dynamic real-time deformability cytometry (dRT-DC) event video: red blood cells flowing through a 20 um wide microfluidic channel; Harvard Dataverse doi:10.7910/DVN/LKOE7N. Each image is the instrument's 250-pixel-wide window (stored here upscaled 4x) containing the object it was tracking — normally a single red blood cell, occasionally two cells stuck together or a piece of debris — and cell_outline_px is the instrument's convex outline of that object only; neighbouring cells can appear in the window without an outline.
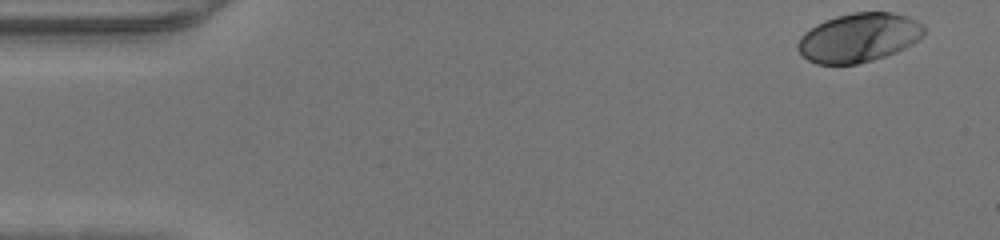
{"species": "human", "species_latin": "Homo sapiens", "temperature_condition": "warm", "stored_images_in_passage": 45, "camera_frame_rate_fps": 3000, "um_per_image_px": 0.085, "donor": {"sex": "male"}, "frame": {"image": 1, "passage_image": 1, "time_ms": 0.0, "image_size_px": [1000, 240], "cell_outline_px": [[924, 32], [912, 44], [896, 52], [872, 60], [856, 64], [816, 64], [808, 60], [796, 48], [796, 44], [800, 36], [804, 32], [816, 24], [824, 20], [836, 16], [852, 12], [892, 12], [908, 16], [924, 24]], "centroid_in_image_um": [72.97, 3.19], "position_along_channel_um": 12.0, "area_um2": 36.07}}
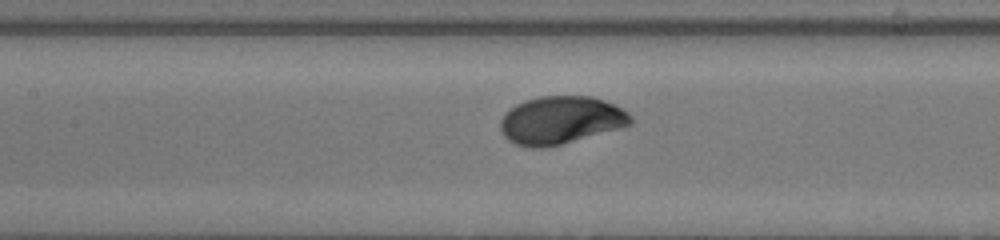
{"frame": {"image": 2, "passage_image": 20, "time_ms": 6.333, "image_size_px": [1000, 240], "cell_outline_px": [[632, 124], [624, 128], [544, 148], [528, 148], [516, 144], [508, 140], [500, 132], [500, 120], [504, 112], [516, 104], [524, 100], [540, 96], [592, 96], [604, 100], [628, 112], [632, 116]], "centroid_in_image_um": [47.65, 10.22], "position_along_channel_um": 159.8, "area_um2": 36.7}}
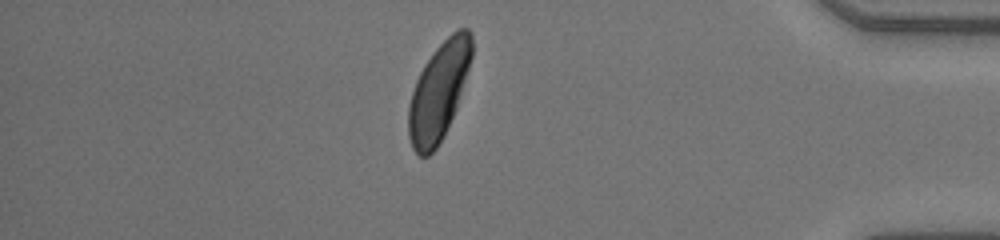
{"frame": {"image": 3, "passage_image": 39, "time_ms": 12.667, "image_size_px": [1000, 240], "cell_outline_px": [[472, 56], [456, 108], [436, 148], [428, 156], [420, 156], [412, 148], [408, 136], [408, 104], [416, 80], [424, 64], [436, 48], [456, 28], [468, 28], [472, 32]], "centroid_in_image_um": [37.28, 7.74], "position_along_channel_um": 397.9, "area_um2": 35.55}}